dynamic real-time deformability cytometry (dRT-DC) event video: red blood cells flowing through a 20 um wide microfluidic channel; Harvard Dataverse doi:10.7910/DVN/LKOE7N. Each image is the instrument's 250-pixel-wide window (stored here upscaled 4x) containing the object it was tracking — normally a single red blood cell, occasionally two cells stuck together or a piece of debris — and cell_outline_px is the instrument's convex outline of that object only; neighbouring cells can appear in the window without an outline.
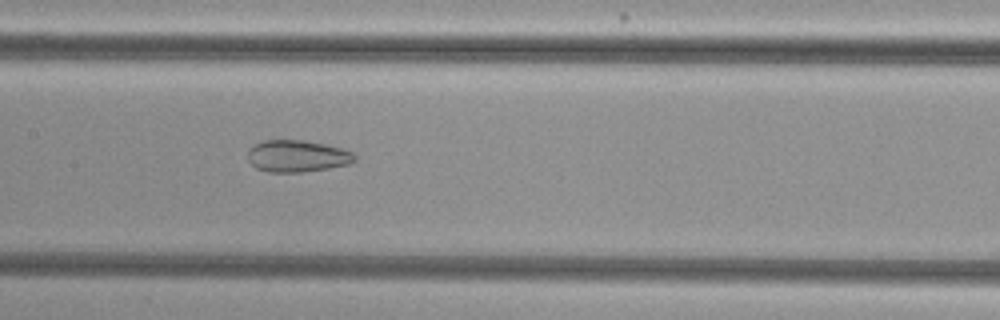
{"species": "common noctule bat (a hibernating species)", "species_latin": "Nyctalus noctula", "temperature_condition": "cold", "stored_images_in_passage": 41, "camera_frame_rate_fps": 3000, "um_per_image_px": 0.085, "animal": {"sex": "female", "body_mass_g": 29.2, "forearm_length_mm": 56.3}, "frame": {"image": 1, "passage_image": 14, "time_ms": 4.333, "image_size_px": [1000, 320], "cell_outline_px": [[356, 160], [348, 164], [328, 168], [300, 172], [268, 172], [256, 168], [248, 160], [248, 148], [252, 144], [264, 140], [300, 140], [324, 144], [340, 148], [352, 152], [356, 156]], "centroid_in_image_um": [25.22, 13.26], "position_along_channel_um": 182.2, "area_um2": 19.83}}
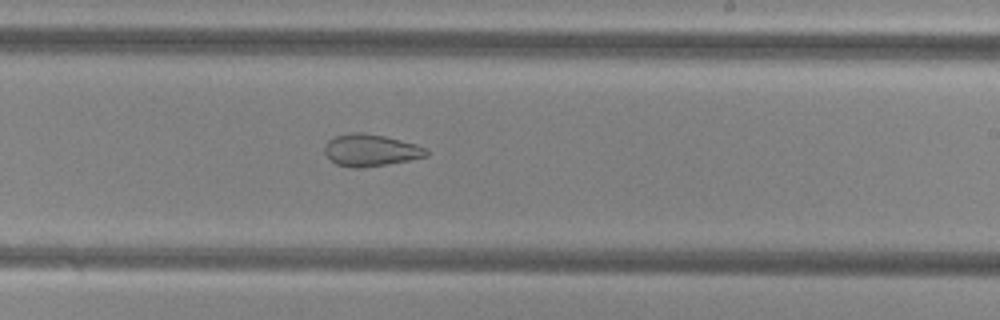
{"frame": {"image": 2, "passage_image": 20, "time_ms": 6.333, "image_size_px": [1000, 320], "cell_outline_px": [[428, 156], [408, 160], [364, 168], [352, 168], [336, 164], [324, 152], [324, 144], [328, 140], [336, 136], [348, 132], [364, 132], [384, 136], [416, 144], [428, 148]], "centroid_in_image_um": [31.49, 12.76], "position_along_channel_um": 257.5, "area_um2": 19.07}}
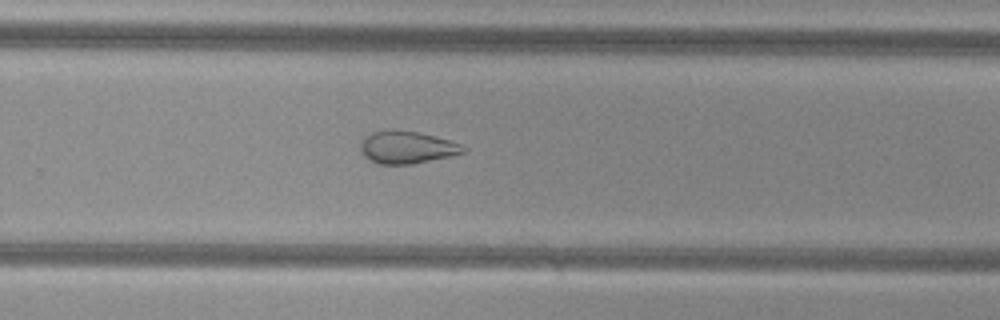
{"frame": {"image": 3, "passage_image": 23, "time_ms": 7.333, "image_size_px": [1000, 320], "cell_outline_px": [[468, 148], [464, 152], [452, 156], [412, 164], [380, 164], [364, 156], [360, 148], [360, 144], [372, 132], [388, 128], [392, 128], [420, 132], [452, 140]], "centroid_in_image_um": [34.63, 12.5], "position_along_channel_um": 295.2, "area_um2": 19.65}, "authors_computed_cell_mechanics": {"area_um2": 23.12, "velocity_mm_per_s": 3.7761, "shape_relaxation_time_tau1_ms": null, "shape_relaxation_time_tau2_ms": 2.6582, "deformation_change_tau1": null, "deformation_change_tau2": 0.0973}}